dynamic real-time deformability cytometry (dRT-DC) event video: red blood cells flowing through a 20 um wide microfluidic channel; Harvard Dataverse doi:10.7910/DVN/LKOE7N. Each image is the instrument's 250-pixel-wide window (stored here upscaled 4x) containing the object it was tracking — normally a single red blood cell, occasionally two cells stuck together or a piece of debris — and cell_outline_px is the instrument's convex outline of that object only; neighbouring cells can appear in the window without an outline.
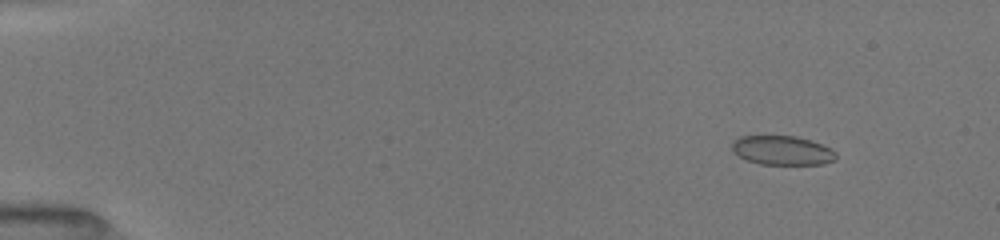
{"species": "common noctule bat (a hibernating species)", "species_latin": "Nyctalus noctula", "temperature_condition": "room temperature", "stored_images_in_passage": 17, "camera_frame_rate_fps": 3000, "um_per_image_px": 0.085, "animal": {"sex": "female", "body_mass_g": 19.5, "forearm_length_mm": 54.1}, "frame": {"image": 1, "passage_image": 10, "time_ms": 1.333, "image_size_px": [1000, 240], "cell_outline_px": [[836, 160], [824, 164], [760, 164], [748, 160], [732, 152], [732, 140], [740, 136], [796, 136], [832, 148], [836, 152]], "centroid_in_image_um": [66.49, 12.78], "position_along_channel_um": 18.5, "area_um2": 17.69}}